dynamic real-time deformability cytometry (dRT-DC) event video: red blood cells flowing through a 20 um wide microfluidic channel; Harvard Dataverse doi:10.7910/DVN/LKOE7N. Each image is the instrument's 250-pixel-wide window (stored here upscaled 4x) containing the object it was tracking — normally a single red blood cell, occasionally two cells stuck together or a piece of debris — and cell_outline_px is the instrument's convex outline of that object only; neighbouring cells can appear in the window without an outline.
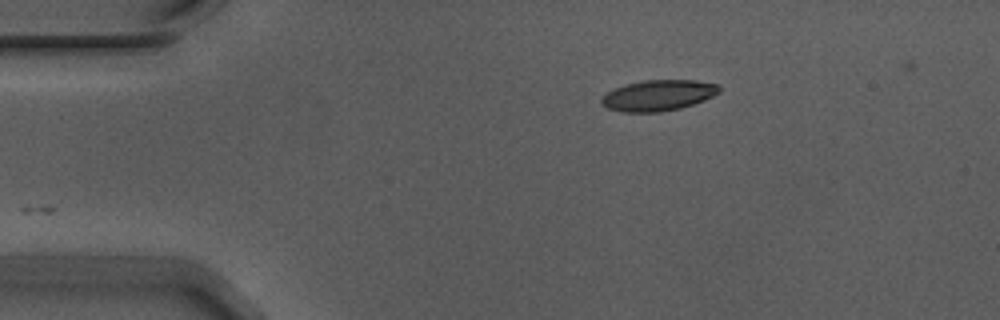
{"species": "Egyptian fruit bat (a non-hibernating species)", "species_latin": "Rousettus aegyptiacus", "temperature_condition": "warm", "stored_images_in_passage": 46, "camera_frame_rate_fps": 3000, "um_per_image_px": 0.085, "animal": {"sex": "male"}, "frame": {"image": 1, "passage_image": 1, "time_ms": 0.0, "image_size_px": [1000, 320], "cell_outline_px": [[720, 92], [704, 100], [680, 108], [660, 112], [624, 112], [608, 108], [600, 104], [600, 100], [608, 92], [624, 84], [644, 80], [696, 80], [720, 84]], "centroid_in_image_um": [55.96, 8.1], "position_along_channel_um": 29.0, "area_um2": 21.15}}
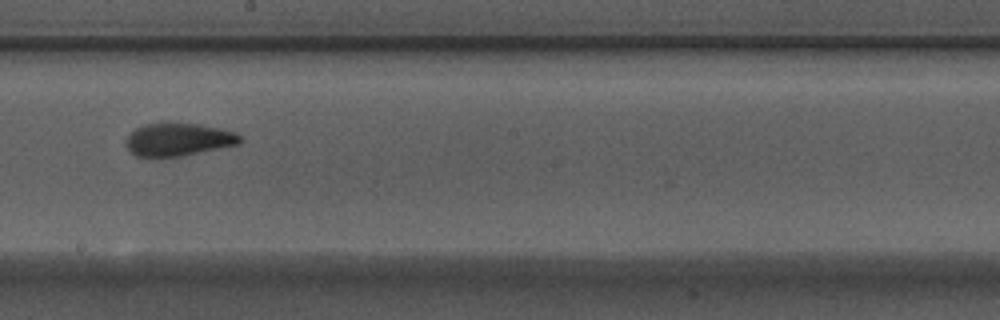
{"frame": {"image": 2, "passage_image": 22, "time_ms": 7.0, "image_size_px": [1000, 320], "cell_outline_px": [[244, 140], [240, 144], [180, 156], [136, 156], [128, 148], [128, 136], [136, 128], [144, 124], [168, 120], [200, 124], [224, 128], [236, 132], [244, 136]], "centroid_in_image_um": [15.26, 11.8], "position_along_channel_um": 232.9, "area_um2": 22.37}}
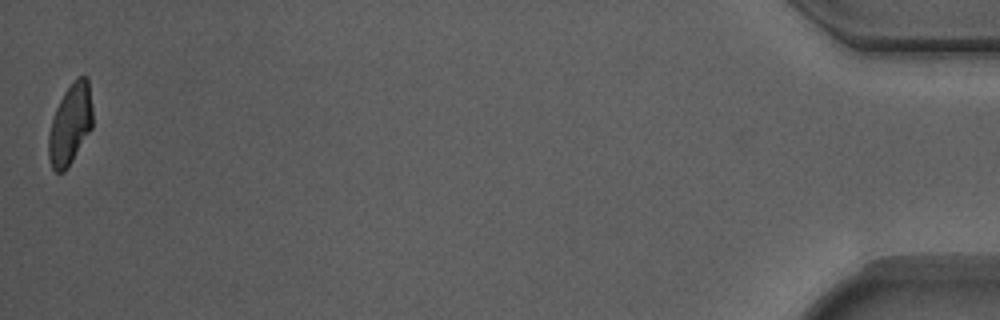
{"frame": {"image": 3, "passage_image": 46, "time_ms": 15.0, "image_size_px": [1000, 320], "cell_outline_px": [[92, 128], [68, 168], [64, 172], [56, 172], [52, 168], [48, 156], [48, 136], [52, 120], [56, 108], [64, 92], [76, 76], [88, 76], [92, 108]], "centroid_in_image_um": [5.97, 10.56], "position_along_channel_um": 429.2, "area_um2": 20.81}, "authors_computed_cell_mechanics": {"area_um2": 21.8195, "velocity_mm_per_s": 3.7188, "shape_relaxation_time_tau1_ms": 5.3168, "shape_relaxation_time_tau2_ms": 1.7644, "deformation_change_tau1": 0.1742, "deformation_change_tau2": 0.094}}